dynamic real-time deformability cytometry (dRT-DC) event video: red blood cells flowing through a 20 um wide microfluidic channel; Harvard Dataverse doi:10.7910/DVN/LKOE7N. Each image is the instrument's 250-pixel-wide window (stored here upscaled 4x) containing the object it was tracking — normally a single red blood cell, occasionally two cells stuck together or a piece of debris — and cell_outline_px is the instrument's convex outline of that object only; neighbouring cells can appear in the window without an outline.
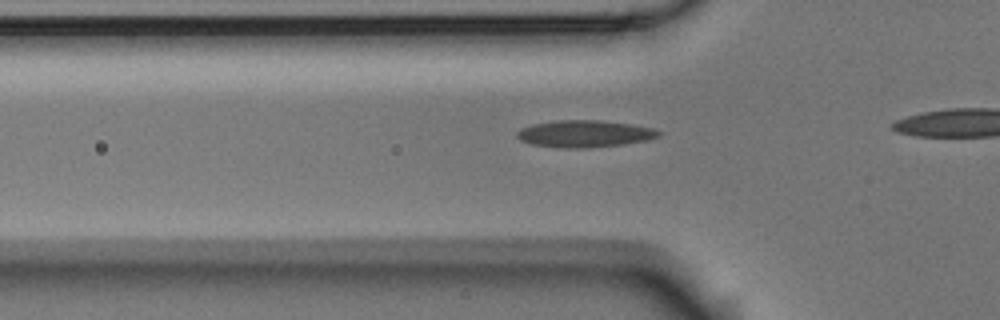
{"species": "Egyptian fruit bat (a non-hibernating species)", "species_latin": "Rousettus aegyptiacus", "temperature_condition": "room temperature", "stored_images_in_passage": 35, "camera_frame_rate_fps": 3000, "um_per_image_px": 0.085, "animal": {"sex": "male"}, "frame": {"image": 1, "passage_image": 10, "time_ms": 3.0, "image_size_px": [1000, 320], "cell_outline_px": [[664, 132], [660, 136], [648, 140], [624, 144], [584, 148], [564, 148], [532, 144], [520, 140], [516, 136], [516, 132], [520, 128], [532, 124], [556, 120], [600, 120], [632, 124], [656, 128]], "centroid_in_image_um": [49.73, 11.36], "position_along_channel_um": 76.1, "area_um2": 22.54}}
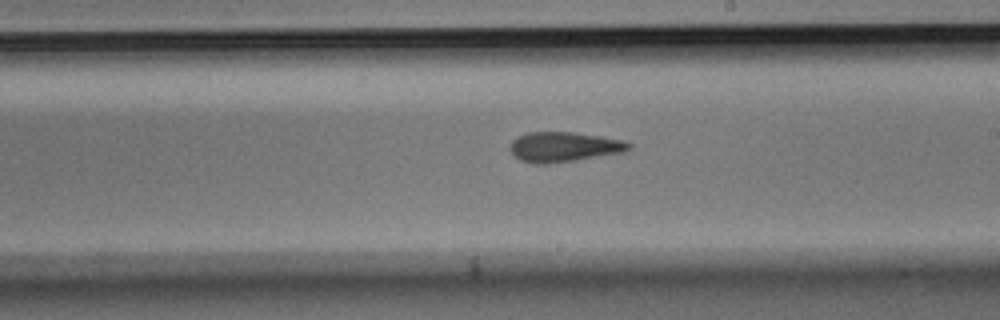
{"frame": {"image": 2, "passage_image": 23, "time_ms": 7.333, "image_size_px": [1000, 320], "cell_outline_px": [[632, 148], [624, 152], [576, 160], [544, 164], [536, 164], [520, 160], [512, 152], [512, 140], [516, 136], [528, 132], [572, 132], [600, 136], [620, 140], [632, 144]], "centroid_in_image_um": [47.94, 12.48], "position_along_channel_um": 241.1, "area_um2": 20.52}}
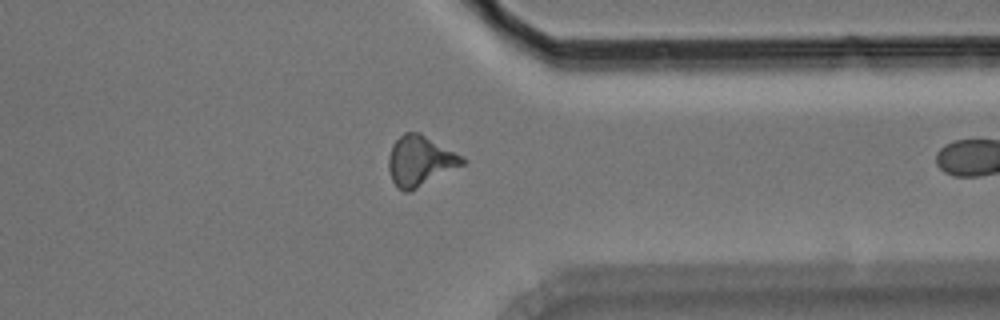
{"frame": {"image": 3, "passage_image": 34, "time_ms": 11.0, "image_size_px": [1000, 320], "cell_outline_px": [[468, 160], [464, 164], [408, 192], [404, 192], [396, 188], [392, 180], [388, 168], [388, 156], [392, 144], [404, 132], [420, 132], [464, 156]], "centroid_in_image_um": [35.7, 13.66], "position_along_channel_um": 375.7, "area_um2": 21.68}}